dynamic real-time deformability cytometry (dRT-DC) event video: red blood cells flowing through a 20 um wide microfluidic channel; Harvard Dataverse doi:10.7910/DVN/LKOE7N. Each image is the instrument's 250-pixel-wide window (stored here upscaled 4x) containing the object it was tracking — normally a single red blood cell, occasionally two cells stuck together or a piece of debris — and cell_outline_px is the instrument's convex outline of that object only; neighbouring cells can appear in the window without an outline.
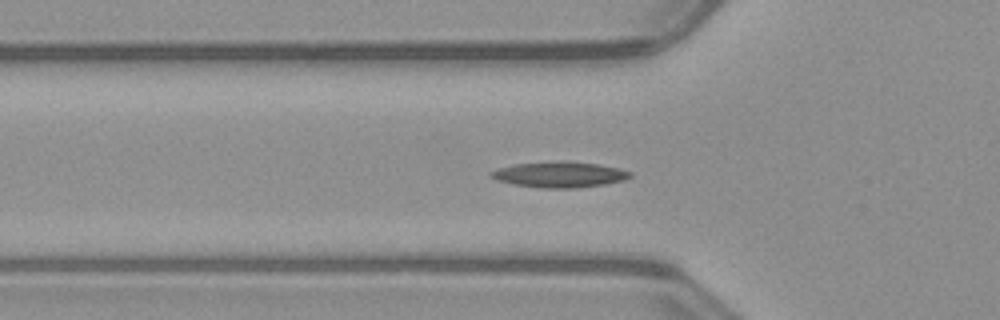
{"species": "common noctule bat (a hibernating species)", "species_latin": "Nyctalus noctula", "temperature_condition": "warm", "stored_images_in_passage": 40, "camera_frame_rate_fps": 3000, "um_per_image_px": 0.085, "animal": {"sex": "male", "body_mass_g": 23.1, "forearm_length_mm": 52.7}, "frame": {"image": 1, "passage_image": 5, "time_ms": 1.333, "image_size_px": [1000, 320], "cell_outline_px": [[632, 176], [624, 180], [604, 184], [576, 188], [540, 188], [512, 184], [488, 176], [488, 172], [500, 168], [516, 164], [600, 164], [620, 168], [632, 172]], "centroid_in_image_um": [47.59, 14.89], "position_along_channel_um": 78.2, "area_um2": 19.77}}
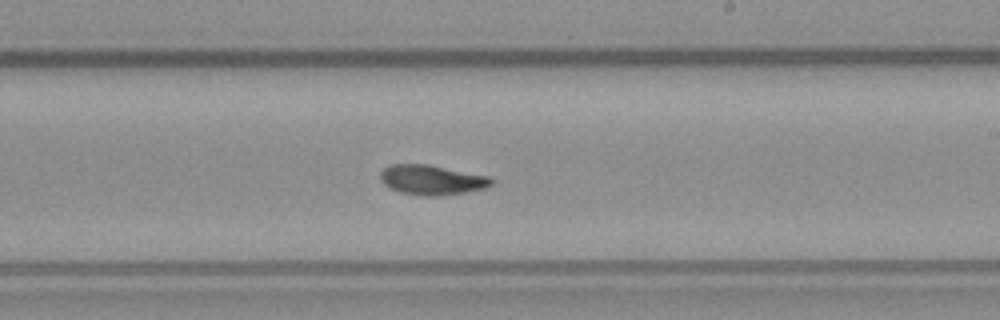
{"frame": {"image": 2, "passage_image": 18, "time_ms": 5.667, "image_size_px": [1000, 320], "cell_outline_px": [[492, 184], [484, 188], [464, 192], [436, 196], [424, 196], [400, 192], [384, 184], [380, 180], [380, 172], [384, 168], [392, 164], [428, 164], [488, 176], [492, 180]], "centroid_in_image_um": [36.67, 15.28], "position_along_channel_um": 252.3, "area_um2": 19.07}}
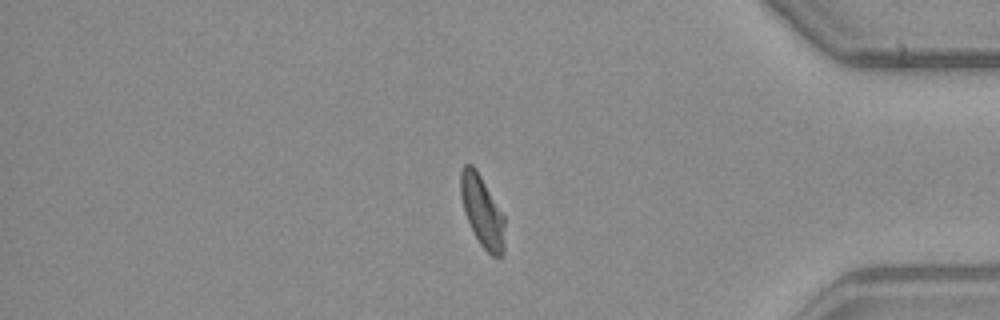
{"frame": {"image": 3, "passage_image": 31, "time_ms": 10.0, "image_size_px": [1000, 320], "cell_outline_px": [[504, 252], [500, 260], [492, 256], [480, 244], [472, 232], [464, 212], [460, 196], [460, 172], [464, 164], [472, 164], [476, 168], [504, 216]], "centroid_in_image_um": [40.97, 17.98], "position_along_channel_um": 394.2, "area_um2": 18.5}, "authors_computed_cell_mechanics": {"area_um2": 18.7561, "velocity_mm_per_s": 3.9986, "shape_relaxation_time_tau1_ms": 6.6618, "shape_relaxation_time_tau2_ms": 6.2702, "deformation_change_tau1": 0.2128, "deformation_change_tau2": 0.0882}}